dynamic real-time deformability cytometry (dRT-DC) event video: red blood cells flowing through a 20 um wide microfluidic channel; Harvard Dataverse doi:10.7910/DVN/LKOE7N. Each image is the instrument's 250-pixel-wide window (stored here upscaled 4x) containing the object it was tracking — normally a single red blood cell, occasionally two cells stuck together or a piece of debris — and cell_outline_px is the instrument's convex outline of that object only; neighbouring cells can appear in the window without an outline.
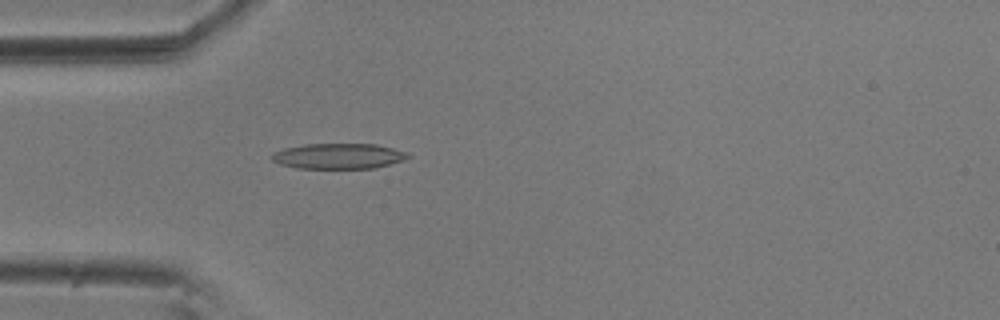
{"species": "common noctule bat (a hibernating species)", "species_latin": "Nyctalus noctula", "temperature_condition": "room temperature", "stored_images_in_passage": 12, "camera_frame_rate_fps": 3000, "um_per_image_px": 0.085, "animal": {"sex": "male", "body_mass_g": 20.5, "forearm_length_mm": 52.5}, "frame": {"image": 1, "passage_image": 5, "time_ms": 1.333, "image_size_px": [1000, 320], "cell_outline_px": [[412, 156], [404, 160], [376, 168], [296, 168], [280, 164], [272, 160], [272, 152], [284, 148], [304, 144], [376, 144], [408, 152]], "centroid_in_image_um": [28.79, 13.27], "position_along_channel_um": 56.2, "area_um2": 20.29}}
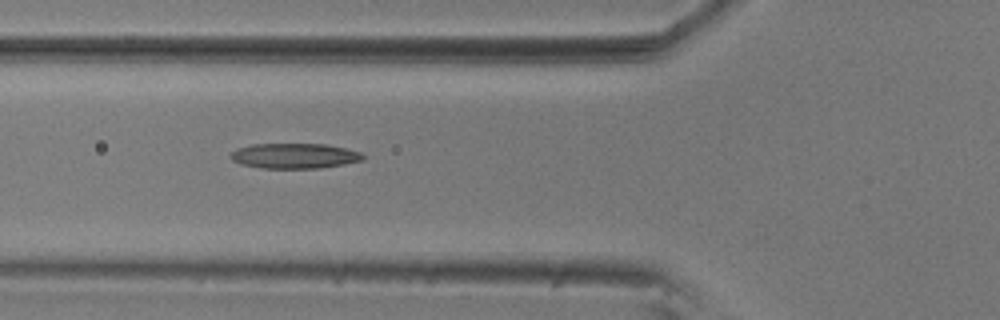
{"frame": {"image": 2, "passage_image": 9, "time_ms": 2.667, "image_size_px": [1000, 320], "cell_outline_px": [[364, 160], [344, 164], [320, 168], [264, 168], [240, 164], [232, 160], [228, 156], [236, 148], [252, 144], [324, 144], [344, 148], [360, 152], [364, 156]], "centroid_in_image_um": [25.0, 13.25], "position_along_channel_um": 100.8, "area_um2": 19.42}}
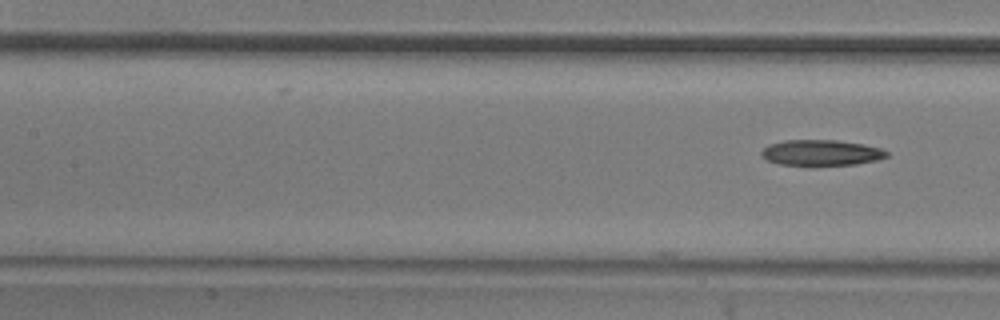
{"frame": {"image": 3, "passage_image": 12, "time_ms": 3.667, "image_size_px": [1000, 320], "cell_outline_px": [[888, 156], [876, 160], [856, 164], [816, 168], [780, 164], [768, 160], [760, 156], [760, 152], [768, 144], [784, 140], [836, 140], [864, 144], [880, 148], [888, 152]], "centroid_in_image_um": [69.77, 13.02], "position_along_channel_um": 137.6, "area_um2": 19.59}}